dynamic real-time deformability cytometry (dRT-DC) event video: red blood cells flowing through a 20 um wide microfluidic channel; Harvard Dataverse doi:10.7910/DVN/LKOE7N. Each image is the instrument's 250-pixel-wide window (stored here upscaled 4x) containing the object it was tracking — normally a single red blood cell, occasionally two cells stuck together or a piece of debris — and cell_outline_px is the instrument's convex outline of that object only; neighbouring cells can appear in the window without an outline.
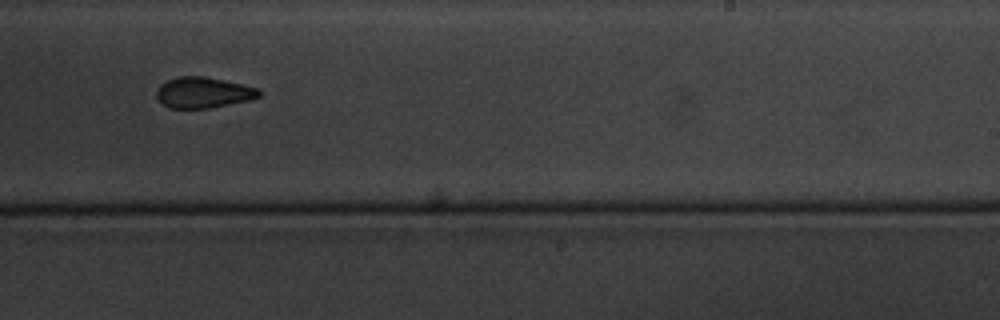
{"species": "common noctule bat (a hibernating species)", "species_latin": "Nyctalus noctula", "temperature_condition": "cold", "stored_images_in_passage": 16, "camera_frame_rate_fps": 3000, "um_per_image_px": 0.085, "animal": {"sex": "male", "body_mass_g": 20.1, "forearm_length_mm": 53.5}, "frame": {"image": 1, "passage_image": 10, "time_ms": 11.333, "image_size_px": [1000, 320], "cell_outline_px": [[260, 96], [248, 100], [208, 108], [168, 108], [156, 96], [156, 92], [160, 84], [176, 76], [204, 76], [224, 80], [260, 88]], "centroid_in_image_um": [17.27, 7.85], "position_along_channel_um": 271.7, "area_um2": 18.32}}
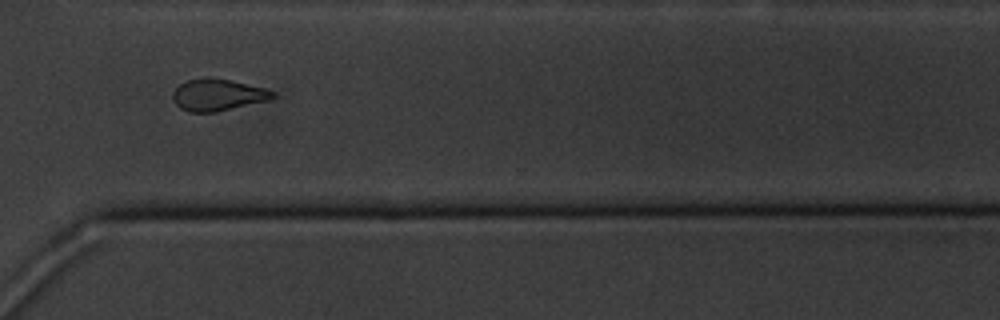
{"frame": {"image": 2, "passage_image": 12, "time_ms": 13.667, "image_size_px": [1000, 320], "cell_outline_px": [[276, 96], [272, 100], [216, 112], [188, 112], [180, 108], [176, 104], [172, 96], [172, 92], [180, 84], [188, 80], [232, 80], [264, 88], [272, 92]], "centroid_in_image_um": [18.54, 8.11], "position_along_channel_um": 352.1, "area_um2": 18.09}}
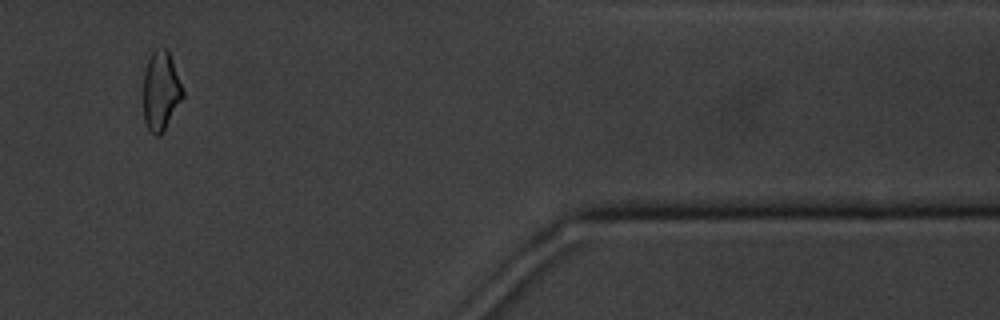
{"frame": {"image": 3, "passage_image": 14, "time_ms": 16.0, "image_size_px": [1000, 320], "cell_outline_px": [[184, 96], [160, 136], [156, 136], [148, 128], [144, 120], [144, 72], [148, 60], [152, 52], [156, 48], [164, 48], [168, 52], [172, 60], [184, 92]], "centroid_in_image_um": [13.67, 7.73], "position_along_channel_um": 397.7, "area_um2": 17.86}, "authors_computed_cell_mechanics": {"area_um2": 18.5538, "velocity_mm_per_s": 3.4364, "shape_relaxation_time_tau1_ms": 2.7195, "shape_relaxation_time_tau2_ms": 1.5941, "deformation_change_tau1": 0.1592, "deformation_change_tau2": 0.079}}